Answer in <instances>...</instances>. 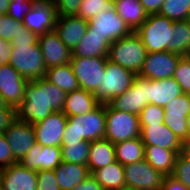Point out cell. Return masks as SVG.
Masks as SVG:
<instances>
[{
	"label": "cell",
	"instance_id": "21",
	"mask_svg": "<svg viewBox=\"0 0 190 190\" xmlns=\"http://www.w3.org/2000/svg\"><path fill=\"white\" fill-rule=\"evenodd\" d=\"M140 138L145 146H158L169 150H182L183 142L164 123L140 125Z\"/></svg>",
	"mask_w": 190,
	"mask_h": 190
},
{
	"label": "cell",
	"instance_id": "45",
	"mask_svg": "<svg viewBox=\"0 0 190 190\" xmlns=\"http://www.w3.org/2000/svg\"><path fill=\"white\" fill-rule=\"evenodd\" d=\"M16 119V108H0V132H4Z\"/></svg>",
	"mask_w": 190,
	"mask_h": 190
},
{
	"label": "cell",
	"instance_id": "12",
	"mask_svg": "<svg viewBox=\"0 0 190 190\" xmlns=\"http://www.w3.org/2000/svg\"><path fill=\"white\" fill-rule=\"evenodd\" d=\"M190 114V94L183 93L164 108V124L182 141L188 140L187 117Z\"/></svg>",
	"mask_w": 190,
	"mask_h": 190
},
{
	"label": "cell",
	"instance_id": "38",
	"mask_svg": "<svg viewBox=\"0 0 190 190\" xmlns=\"http://www.w3.org/2000/svg\"><path fill=\"white\" fill-rule=\"evenodd\" d=\"M173 78L181 86L183 93L190 94V56H182L180 58Z\"/></svg>",
	"mask_w": 190,
	"mask_h": 190
},
{
	"label": "cell",
	"instance_id": "34",
	"mask_svg": "<svg viewBox=\"0 0 190 190\" xmlns=\"http://www.w3.org/2000/svg\"><path fill=\"white\" fill-rule=\"evenodd\" d=\"M90 145L91 142L86 140L81 143L62 144V161L87 165Z\"/></svg>",
	"mask_w": 190,
	"mask_h": 190
},
{
	"label": "cell",
	"instance_id": "13",
	"mask_svg": "<svg viewBox=\"0 0 190 190\" xmlns=\"http://www.w3.org/2000/svg\"><path fill=\"white\" fill-rule=\"evenodd\" d=\"M91 31H95L110 43L129 35L132 31L112 7L110 10L98 12L88 21Z\"/></svg>",
	"mask_w": 190,
	"mask_h": 190
},
{
	"label": "cell",
	"instance_id": "19",
	"mask_svg": "<svg viewBox=\"0 0 190 190\" xmlns=\"http://www.w3.org/2000/svg\"><path fill=\"white\" fill-rule=\"evenodd\" d=\"M61 162V147L41 146L35 143L19 163L27 169L38 171L54 170Z\"/></svg>",
	"mask_w": 190,
	"mask_h": 190
},
{
	"label": "cell",
	"instance_id": "39",
	"mask_svg": "<svg viewBox=\"0 0 190 190\" xmlns=\"http://www.w3.org/2000/svg\"><path fill=\"white\" fill-rule=\"evenodd\" d=\"M164 108L149 103L139 114L140 125H161L164 123Z\"/></svg>",
	"mask_w": 190,
	"mask_h": 190
},
{
	"label": "cell",
	"instance_id": "28",
	"mask_svg": "<svg viewBox=\"0 0 190 190\" xmlns=\"http://www.w3.org/2000/svg\"><path fill=\"white\" fill-rule=\"evenodd\" d=\"M182 150H169L158 146H145L144 160L164 175H172L175 160Z\"/></svg>",
	"mask_w": 190,
	"mask_h": 190
},
{
	"label": "cell",
	"instance_id": "24",
	"mask_svg": "<svg viewBox=\"0 0 190 190\" xmlns=\"http://www.w3.org/2000/svg\"><path fill=\"white\" fill-rule=\"evenodd\" d=\"M183 94L181 86L173 78L149 80L148 101L163 108L174 98Z\"/></svg>",
	"mask_w": 190,
	"mask_h": 190
},
{
	"label": "cell",
	"instance_id": "29",
	"mask_svg": "<svg viewBox=\"0 0 190 190\" xmlns=\"http://www.w3.org/2000/svg\"><path fill=\"white\" fill-rule=\"evenodd\" d=\"M113 8L132 32H135L148 16L140 0H115Z\"/></svg>",
	"mask_w": 190,
	"mask_h": 190
},
{
	"label": "cell",
	"instance_id": "25",
	"mask_svg": "<svg viewBox=\"0 0 190 190\" xmlns=\"http://www.w3.org/2000/svg\"><path fill=\"white\" fill-rule=\"evenodd\" d=\"M54 173L60 190H72L78 184L91 176L87 165L64 161L54 169Z\"/></svg>",
	"mask_w": 190,
	"mask_h": 190
},
{
	"label": "cell",
	"instance_id": "26",
	"mask_svg": "<svg viewBox=\"0 0 190 190\" xmlns=\"http://www.w3.org/2000/svg\"><path fill=\"white\" fill-rule=\"evenodd\" d=\"M99 104L100 103L96 100L94 93L79 88L73 92L67 93L62 112L67 117L76 115L81 116L85 113L91 112Z\"/></svg>",
	"mask_w": 190,
	"mask_h": 190
},
{
	"label": "cell",
	"instance_id": "5",
	"mask_svg": "<svg viewBox=\"0 0 190 190\" xmlns=\"http://www.w3.org/2000/svg\"><path fill=\"white\" fill-rule=\"evenodd\" d=\"M135 32L140 36L147 53L168 51L174 33L173 21L159 13L150 14Z\"/></svg>",
	"mask_w": 190,
	"mask_h": 190
},
{
	"label": "cell",
	"instance_id": "56",
	"mask_svg": "<svg viewBox=\"0 0 190 190\" xmlns=\"http://www.w3.org/2000/svg\"><path fill=\"white\" fill-rule=\"evenodd\" d=\"M0 190H2V184H1V172H0Z\"/></svg>",
	"mask_w": 190,
	"mask_h": 190
},
{
	"label": "cell",
	"instance_id": "11",
	"mask_svg": "<svg viewBox=\"0 0 190 190\" xmlns=\"http://www.w3.org/2000/svg\"><path fill=\"white\" fill-rule=\"evenodd\" d=\"M181 57L182 55L169 51L147 53L138 75L149 80L173 77L176 65Z\"/></svg>",
	"mask_w": 190,
	"mask_h": 190
},
{
	"label": "cell",
	"instance_id": "42",
	"mask_svg": "<svg viewBox=\"0 0 190 190\" xmlns=\"http://www.w3.org/2000/svg\"><path fill=\"white\" fill-rule=\"evenodd\" d=\"M37 190H60L54 170L37 171Z\"/></svg>",
	"mask_w": 190,
	"mask_h": 190
},
{
	"label": "cell",
	"instance_id": "31",
	"mask_svg": "<svg viewBox=\"0 0 190 190\" xmlns=\"http://www.w3.org/2000/svg\"><path fill=\"white\" fill-rule=\"evenodd\" d=\"M114 146L116 161L123 166L144 160L145 145L140 137L118 142Z\"/></svg>",
	"mask_w": 190,
	"mask_h": 190
},
{
	"label": "cell",
	"instance_id": "53",
	"mask_svg": "<svg viewBox=\"0 0 190 190\" xmlns=\"http://www.w3.org/2000/svg\"><path fill=\"white\" fill-rule=\"evenodd\" d=\"M188 140H190V115L187 117Z\"/></svg>",
	"mask_w": 190,
	"mask_h": 190
},
{
	"label": "cell",
	"instance_id": "27",
	"mask_svg": "<svg viewBox=\"0 0 190 190\" xmlns=\"http://www.w3.org/2000/svg\"><path fill=\"white\" fill-rule=\"evenodd\" d=\"M115 161V146L110 140L102 138L91 142L87 161L90 173Z\"/></svg>",
	"mask_w": 190,
	"mask_h": 190
},
{
	"label": "cell",
	"instance_id": "54",
	"mask_svg": "<svg viewBox=\"0 0 190 190\" xmlns=\"http://www.w3.org/2000/svg\"><path fill=\"white\" fill-rule=\"evenodd\" d=\"M37 1L56 4V2H57L58 0H37Z\"/></svg>",
	"mask_w": 190,
	"mask_h": 190
},
{
	"label": "cell",
	"instance_id": "55",
	"mask_svg": "<svg viewBox=\"0 0 190 190\" xmlns=\"http://www.w3.org/2000/svg\"><path fill=\"white\" fill-rule=\"evenodd\" d=\"M121 190H140V189L124 186Z\"/></svg>",
	"mask_w": 190,
	"mask_h": 190
},
{
	"label": "cell",
	"instance_id": "17",
	"mask_svg": "<svg viewBox=\"0 0 190 190\" xmlns=\"http://www.w3.org/2000/svg\"><path fill=\"white\" fill-rule=\"evenodd\" d=\"M57 12L55 4L35 1L24 16L23 25L37 36L55 30Z\"/></svg>",
	"mask_w": 190,
	"mask_h": 190
},
{
	"label": "cell",
	"instance_id": "8",
	"mask_svg": "<svg viewBox=\"0 0 190 190\" xmlns=\"http://www.w3.org/2000/svg\"><path fill=\"white\" fill-rule=\"evenodd\" d=\"M107 57H71V67L79 87L95 93L104 75Z\"/></svg>",
	"mask_w": 190,
	"mask_h": 190
},
{
	"label": "cell",
	"instance_id": "9",
	"mask_svg": "<svg viewBox=\"0 0 190 190\" xmlns=\"http://www.w3.org/2000/svg\"><path fill=\"white\" fill-rule=\"evenodd\" d=\"M124 173L125 186L140 190H162L166 177L145 160L125 165Z\"/></svg>",
	"mask_w": 190,
	"mask_h": 190
},
{
	"label": "cell",
	"instance_id": "1",
	"mask_svg": "<svg viewBox=\"0 0 190 190\" xmlns=\"http://www.w3.org/2000/svg\"><path fill=\"white\" fill-rule=\"evenodd\" d=\"M67 93L45 78L27 83L24 98L16 108V119L35 124L54 112H62Z\"/></svg>",
	"mask_w": 190,
	"mask_h": 190
},
{
	"label": "cell",
	"instance_id": "52",
	"mask_svg": "<svg viewBox=\"0 0 190 190\" xmlns=\"http://www.w3.org/2000/svg\"><path fill=\"white\" fill-rule=\"evenodd\" d=\"M8 104L5 102L3 97L0 95V108H6Z\"/></svg>",
	"mask_w": 190,
	"mask_h": 190
},
{
	"label": "cell",
	"instance_id": "50",
	"mask_svg": "<svg viewBox=\"0 0 190 190\" xmlns=\"http://www.w3.org/2000/svg\"><path fill=\"white\" fill-rule=\"evenodd\" d=\"M10 0H0V14H6L8 11Z\"/></svg>",
	"mask_w": 190,
	"mask_h": 190
},
{
	"label": "cell",
	"instance_id": "43",
	"mask_svg": "<svg viewBox=\"0 0 190 190\" xmlns=\"http://www.w3.org/2000/svg\"><path fill=\"white\" fill-rule=\"evenodd\" d=\"M82 0H58L55 4L57 16L77 15Z\"/></svg>",
	"mask_w": 190,
	"mask_h": 190
},
{
	"label": "cell",
	"instance_id": "49",
	"mask_svg": "<svg viewBox=\"0 0 190 190\" xmlns=\"http://www.w3.org/2000/svg\"><path fill=\"white\" fill-rule=\"evenodd\" d=\"M162 190H189L180 181L176 180L171 175L166 176L162 186Z\"/></svg>",
	"mask_w": 190,
	"mask_h": 190
},
{
	"label": "cell",
	"instance_id": "35",
	"mask_svg": "<svg viewBox=\"0 0 190 190\" xmlns=\"http://www.w3.org/2000/svg\"><path fill=\"white\" fill-rule=\"evenodd\" d=\"M173 22L190 18V0H165L159 11Z\"/></svg>",
	"mask_w": 190,
	"mask_h": 190
},
{
	"label": "cell",
	"instance_id": "3",
	"mask_svg": "<svg viewBox=\"0 0 190 190\" xmlns=\"http://www.w3.org/2000/svg\"><path fill=\"white\" fill-rule=\"evenodd\" d=\"M67 119L62 144L102 139L106 132V104H99L91 112Z\"/></svg>",
	"mask_w": 190,
	"mask_h": 190
},
{
	"label": "cell",
	"instance_id": "10",
	"mask_svg": "<svg viewBox=\"0 0 190 190\" xmlns=\"http://www.w3.org/2000/svg\"><path fill=\"white\" fill-rule=\"evenodd\" d=\"M149 79L136 75L131 87L122 95L113 98L108 104L116 110L139 115L148 105Z\"/></svg>",
	"mask_w": 190,
	"mask_h": 190
},
{
	"label": "cell",
	"instance_id": "4",
	"mask_svg": "<svg viewBox=\"0 0 190 190\" xmlns=\"http://www.w3.org/2000/svg\"><path fill=\"white\" fill-rule=\"evenodd\" d=\"M147 50L136 32L111 43L108 60L139 74L146 59Z\"/></svg>",
	"mask_w": 190,
	"mask_h": 190
},
{
	"label": "cell",
	"instance_id": "51",
	"mask_svg": "<svg viewBox=\"0 0 190 190\" xmlns=\"http://www.w3.org/2000/svg\"><path fill=\"white\" fill-rule=\"evenodd\" d=\"M182 153H183L188 159H190V140H187V141L183 142Z\"/></svg>",
	"mask_w": 190,
	"mask_h": 190
},
{
	"label": "cell",
	"instance_id": "41",
	"mask_svg": "<svg viewBox=\"0 0 190 190\" xmlns=\"http://www.w3.org/2000/svg\"><path fill=\"white\" fill-rule=\"evenodd\" d=\"M36 0H10L8 14L13 19L23 22L24 16L31 10Z\"/></svg>",
	"mask_w": 190,
	"mask_h": 190
},
{
	"label": "cell",
	"instance_id": "30",
	"mask_svg": "<svg viewBox=\"0 0 190 190\" xmlns=\"http://www.w3.org/2000/svg\"><path fill=\"white\" fill-rule=\"evenodd\" d=\"M104 190H121L125 186L124 166L118 161L91 173Z\"/></svg>",
	"mask_w": 190,
	"mask_h": 190
},
{
	"label": "cell",
	"instance_id": "40",
	"mask_svg": "<svg viewBox=\"0 0 190 190\" xmlns=\"http://www.w3.org/2000/svg\"><path fill=\"white\" fill-rule=\"evenodd\" d=\"M171 176L190 190V159L182 152L176 157L174 170Z\"/></svg>",
	"mask_w": 190,
	"mask_h": 190
},
{
	"label": "cell",
	"instance_id": "15",
	"mask_svg": "<svg viewBox=\"0 0 190 190\" xmlns=\"http://www.w3.org/2000/svg\"><path fill=\"white\" fill-rule=\"evenodd\" d=\"M67 116L63 112H54L44 120L33 124L36 143L41 146H62Z\"/></svg>",
	"mask_w": 190,
	"mask_h": 190
},
{
	"label": "cell",
	"instance_id": "16",
	"mask_svg": "<svg viewBox=\"0 0 190 190\" xmlns=\"http://www.w3.org/2000/svg\"><path fill=\"white\" fill-rule=\"evenodd\" d=\"M28 82L10 64L0 65V95L9 106L21 104Z\"/></svg>",
	"mask_w": 190,
	"mask_h": 190
},
{
	"label": "cell",
	"instance_id": "23",
	"mask_svg": "<svg viewBox=\"0 0 190 190\" xmlns=\"http://www.w3.org/2000/svg\"><path fill=\"white\" fill-rule=\"evenodd\" d=\"M110 45L106 38L91 31L88 26L85 35L72 50V57H108Z\"/></svg>",
	"mask_w": 190,
	"mask_h": 190
},
{
	"label": "cell",
	"instance_id": "33",
	"mask_svg": "<svg viewBox=\"0 0 190 190\" xmlns=\"http://www.w3.org/2000/svg\"><path fill=\"white\" fill-rule=\"evenodd\" d=\"M172 41L168 51L182 56L190 55V20L173 22Z\"/></svg>",
	"mask_w": 190,
	"mask_h": 190
},
{
	"label": "cell",
	"instance_id": "46",
	"mask_svg": "<svg viewBox=\"0 0 190 190\" xmlns=\"http://www.w3.org/2000/svg\"><path fill=\"white\" fill-rule=\"evenodd\" d=\"M12 55V45L9 41L0 38V65L9 64Z\"/></svg>",
	"mask_w": 190,
	"mask_h": 190
},
{
	"label": "cell",
	"instance_id": "44",
	"mask_svg": "<svg viewBox=\"0 0 190 190\" xmlns=\"http://www.w3.org/2000/svg\"><path fill=\"white\" fill-rule=\"evenodd\" d=\"M16 162L4 133L0 132V169L8 167Z\"/></svg>",
	"mask_w": 190,
	"mask_h": 190
},
{
	"label": "cell",
	"instance_id": "14",
	"mask_svg": "<svg viewBox=\"0 0 190 190\" xmlns=\"http://www.w3.org/2000/svg\"><path fill=\"white\" fill-rule=\"evenodd\" d=\"M14 159L20 162L36 143L33 125L15 121L3 132Z\"/></svg>",
	"mask_w": 190,
	"mask_h": 190
},
{
	"label": "cell",
	"instance_id": "47",
	"mask_svg": "<svg viewBox=\"0 0 190 190\" xmlns=\"http://www.w3.org/2000/svg\"><path fill=\"white\" fill-rule=\"evenodd\" d=\"M165 0H140L141 5L148 15L159 13Z\"/></svg>",
	"mask_w": 190,
	"mask_h": 190
},
{
	"label": "cell",
	"instance_id": "2",
	"mask_svg": "<svg viewBox=\"0 0 190 190\" xmlns=\"http://www.w3.org/2000/svg\"><path fill=\"white\" fill-rule=\"evenodd\" d=\"M12 55L9 64L28 81L45 77V66L38 36L26 27L10 42Z\"/></svg>",
	"mask_w": 190,
	"mask_h": 190
},
{
	"label": "cell",
	"instance_id": "20",
	"mask_svg": "<svg viewBox=\"0 0 190 190\" xmlns=\"http://www.w3.org/2000/svg\"><path fill=\"white\" fill-rule=\"evenodd\" d=\"M2 190H37V171L19 162L0 169Z\"/></svg>",
	"mask_w": 190,
	"mask_h": 190
},
{
	"label": "cell",
	"instance_id": "6",
	"mask_svg": "<svg viewBox=\"0 0 190 190\" xmlns=\"http://www.w3.org/2000/svg\"><path fill=\"white\" fill-rule=\"evenodd\" d=\"M136 75L133 71L108 60L101 84L94 93L96 100L100 104H106L124 94L131 87Z\"/></svg>",
	"mask_w": 190,
	"mask_h": 190
},
{
	"label": "cell",
	"instance_id": "32",
	"mask_svg": "<svg viewBox=\"0 0 190 190\" xmlns=\"http://www.w3.org/2000/svg\"><path fill=\"white\" fill-rule=\"evenodd\" d=\"M44 78L66 93L80 88L70 63L48 68Z\"/></svg>",
	"mask_w": 190,
	"mask_h": 190
},
{
	"label": "cell",
	"instance_id": "18",
	"mask_svg": "<svg viewBox=\"0 0 190 190\" xmlns=\"http://www.w3.org/2000/svg\"><path fill=\"white\" fill-rule=\"evenodd\" d=\"M38 44L47 69L70 63L72 51L60 40L55 31L38 36Z\"/></svg>",
	"mask_w": 190,
	"mask_h": 190
},
{
	"label": "cell",
	"instance_id": "36",
	"mask_svg": "<svg viewBox=\"0 0 190 190\" xmlns=\"http://www.w3.org/2000/svg\"><path fill=\"white\" fill-rule=\"evenodd\" d=\"M112 7L113 1L111 0H82L77 16L89 21L98 12L110 10Z\"/></svg>",
	"mask_w": 190,
	"mask_h": 190
},
{
	"label": "cell",
	"instance_id": "48",
	"mask_svg": "<svg viewBox=\"0 0 190 190\" xmlns=\"http://www.w3.org/2000/svg\"><path fill=\"white\" fill-rule=\"evenodd\" d=\"M72 190H104L101 185L91 176L78 184Z\"/></svg>",
	"mask_w": 190,
	"mask_h": 190
},
{
	"label": "cell",
	"instance_id": "7",
	"mask_svg": "<svg viewBox=\"0 0 190 190\" xmlns=\"http://www.w3.org/2000/svg\"><path fill=\"white\" fill-rule=\"evenodd\" d=\"M139 115L113 109L106 103V132L104 138L113 144L140 137Z\"/></svg>",
	"mask_w": 190,
	"mask_h": 190
},
{
	"label": "cell",
	"instance_id": "37",
	"mask_svg": "<svg viewBox=\"0 0 190 190\" xmlns=\"http://www.w3.org/2000/svg\"><path fill=\"white\" fill-rule=\"evenodd\" d=\"M24 28L23 22L13 19L8 14H0V38L11 42Z\"/></svg>",
	"mask_w": 190,
	"mask_h": 190
},
{
	"label": "cell",
	"instance_id": "22",
	"mask_svg": "<svg viewBox=\"0 0 190 190\" xmlns=\"http://www.w3.org/2000/svg\"><path fill=\"white\" fill-rule=\"evenodd\" d=\"M88 28V21L77 15L57 16L55 32L60 40L72 51L85 35Z\"/></svg>",
	"mask_w": 190,
	"mask_h": 190
}]
</instances>
